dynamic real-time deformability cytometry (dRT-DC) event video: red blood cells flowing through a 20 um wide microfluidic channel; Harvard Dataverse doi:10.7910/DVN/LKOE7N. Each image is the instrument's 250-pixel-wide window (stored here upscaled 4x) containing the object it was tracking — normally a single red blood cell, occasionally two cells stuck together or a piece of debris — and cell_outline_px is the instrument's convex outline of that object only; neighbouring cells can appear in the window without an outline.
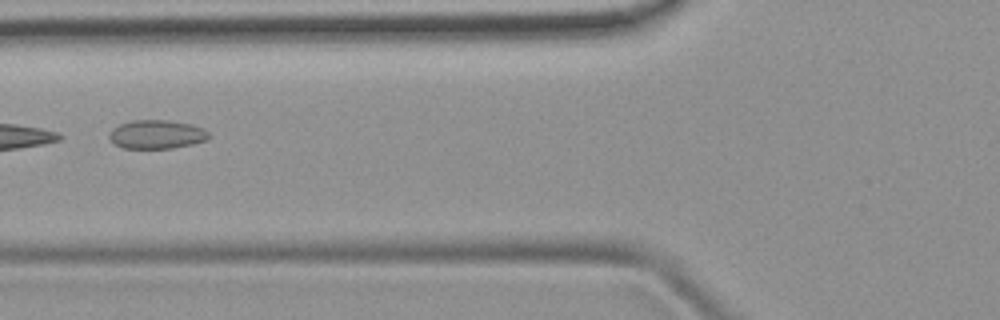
{"species": "common noctule bat (a hibernating species)", "species_latin": "Nyctalus noctula", "temperature_condition": "room temperature", "stored_images_in_passage": 7, "camera_frame_rate_fps": 3000, "um_per_image_px": 0.085, "animal": {"sex": "female", "body_mass_g": 19.9}, "frame": {"image": 1, "passage_image": 5, "time_ms": 4.667, "image_size_px": [1000, 320], "cell_outline_px": [[212, 136], [208, 140], [192, 144], [172, 148], [124, 148], [116, 144], [108, 136], [112, 128], [120, 124], [132, 120], [168, 120], [192, 124], [204, 128]], "centroid_in_image_um": [13.37, 11.41], "position_along_channel_um": 112.4, "area_um2": 16.76}}
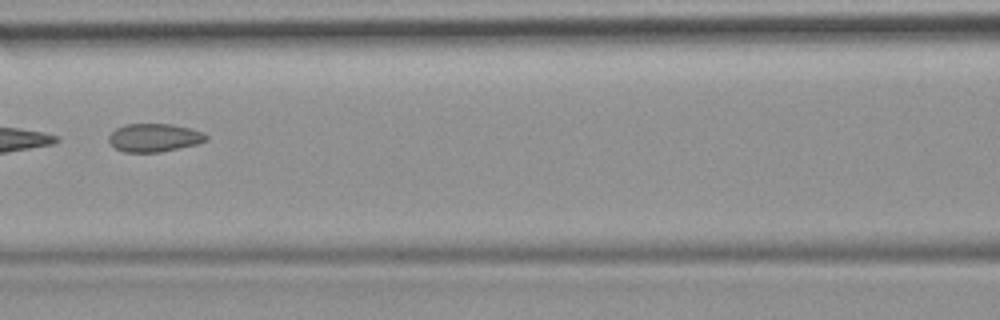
{"frame": {"image": 2, "passage_image": 6, "time_ms": 5.667, "image_size_px": [1000, 320], "cell_outline_px": [[208, 140], [196, 144], [160, 152], [124, 152], [116, 148], [108, 140], [108, 136], [116, 128], [124, 124], [172, 124], [204, 132], [208, 136]], "centroid_in_image_um": [13.11, 11.7], "position_along_channel_um": 153.5, "area_um2": 15.95}}
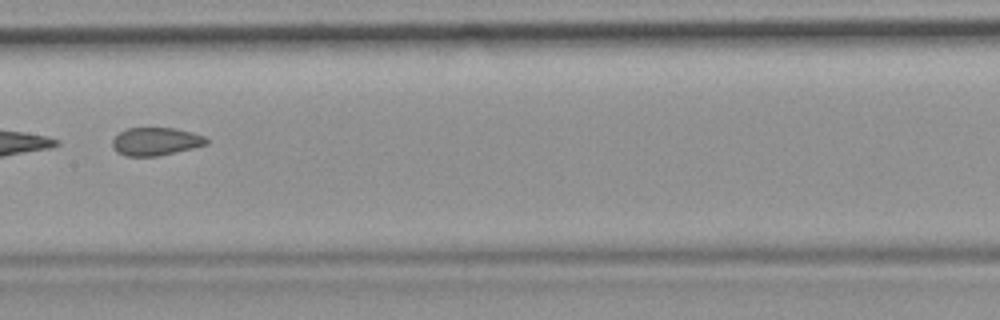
{"frame": {"image": 3, "passage_image": 7, "time_ms": 6.667, "image_size_px": [1000, 320], "cell_outline_px": [[208, 144], [192, 148], [156, 156], [124, 156], [116, 152], [112, 148], [112, 140], [120, 132], [128, 128], [176, 128], [192, 132], [204, 136], [208, 140]], "centroid_in_image_um": [13.21, 12.02], "position_along_channel_um": 194.2, "area_um2": 15.32}}